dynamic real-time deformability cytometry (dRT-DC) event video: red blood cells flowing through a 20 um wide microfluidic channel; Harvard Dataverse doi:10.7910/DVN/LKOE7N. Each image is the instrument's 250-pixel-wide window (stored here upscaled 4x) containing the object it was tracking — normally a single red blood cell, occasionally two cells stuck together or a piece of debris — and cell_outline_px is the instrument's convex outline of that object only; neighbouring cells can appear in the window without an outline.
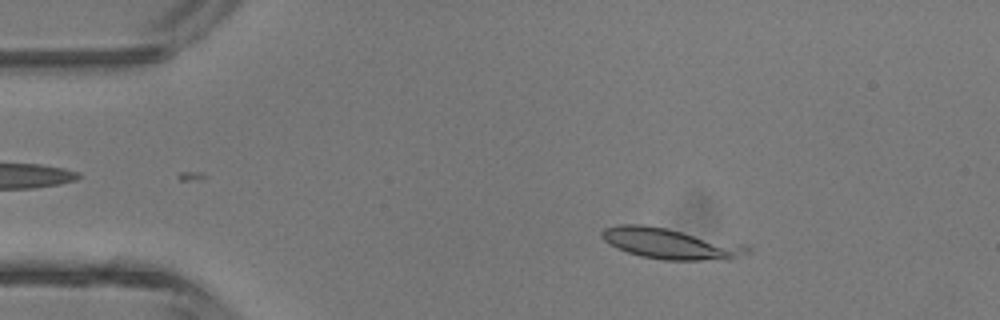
{"species": "common noctule bat (a hibernating species)", "species_latin": "Nyctalus noctula", "temperature_condition": "room temperature", "stored_images_in_passage": 6, "camera_frame_rate_fps": 3000, "um_per_image_px": 0.085, "animal": {"sex": "male", "body_mass_g": 13.3}, "frame": {"image": 1, "passage_image": 3, "time_ms": 2.333, "image_size_px": [1000, 320], "cell_outline_px": [[752, 252], [732, 260], [664, 260], [640, 256], [616, 248], [604, 240], [600, 236], [600, 232], [604, 228], [620, 224], [644, 224], [668, 228], [744, 244], [752, 248]], "centroid_in_image_um": [57.04, 20.71], "position_along_channel_um": 28.0, "area_um2": 26.59}}